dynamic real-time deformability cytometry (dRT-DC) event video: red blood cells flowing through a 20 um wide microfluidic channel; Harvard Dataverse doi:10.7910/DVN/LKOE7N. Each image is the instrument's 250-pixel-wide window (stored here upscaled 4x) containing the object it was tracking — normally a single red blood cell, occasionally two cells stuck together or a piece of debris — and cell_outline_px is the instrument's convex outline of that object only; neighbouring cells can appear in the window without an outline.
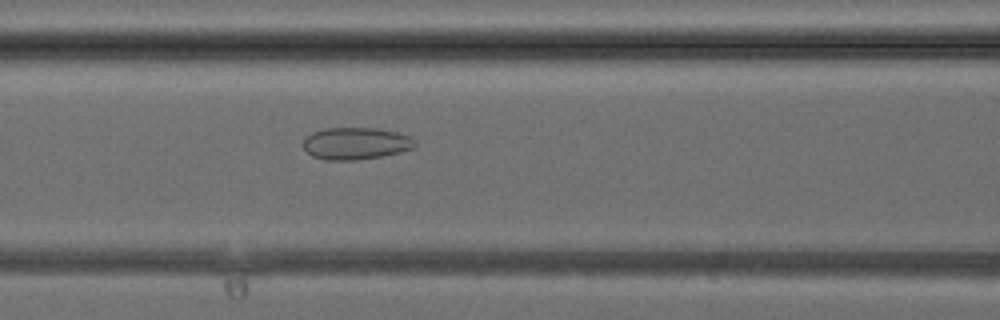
{"species": "common noctule bat (a hibernating species)", "species_latin": "Nyctalus noctula", "temperature_condition": "cold", "stored_images_in_passage": 39, "camera_frame_rate_fps": 3000, "um_per_image_px": 0.085, "animal": {"sex": "female", "body_mass_g": 24.6, "forearm_length_mm": 56.2}, "frame": {"image": 1, "passage_image": 16, "time_ms": 5.0, "image_size_px": [1000, 320], "cell_outline_px": [[416, 144], [412, 148], [400, 152], [380, 156], [356, 160], [324, 160], [312, 156], [300, 144], [304, 136], [312, 132], [324, 128], [376, 128], [396, 132], [408, 136], [416, 140]], "centroid_in_image_um": [30.17, 12.19], "position_along_channel_um": 136.4, "area_um2": 21.04}}
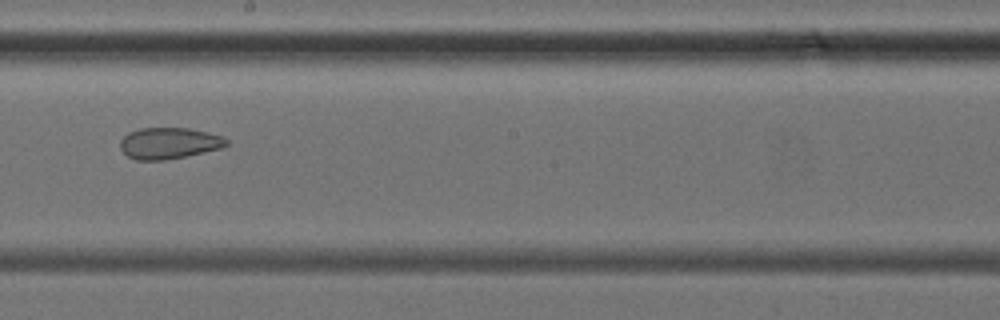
{"frame": {"image": 2, "passage_image": 22, "time_ms": 7.0, "image_size_px": [1000, 320], "cell_outline_px": [[228, 144], [224, 148], [164, 160], [136, 160], [128, 156], [120, 148], [120, 140], [128, 132], [140, 128], [188, 128], [224, 136], [228, 140]], "centroid_in_image_um": [14.38, 12.17], "position_along_channel_um": 233.8, "area_um2": 19.42}}
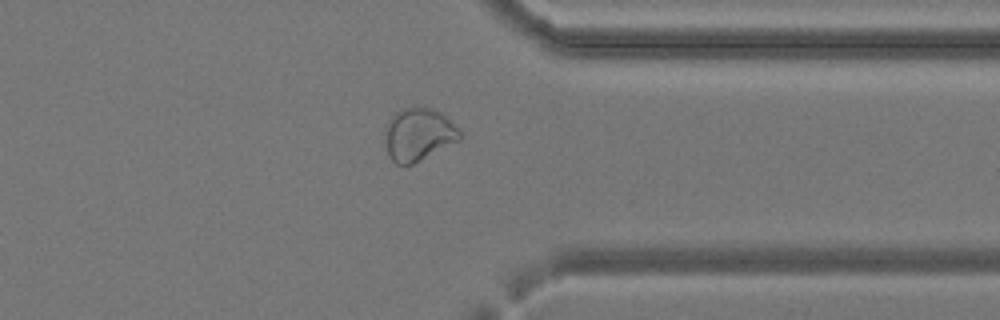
{"frame": {"image": 3, "passage_image": 31, "time_ms": 10.0, "image_size_px": [1000, 320], "cell_outline_px": [[464, 132], [460, 140], [412, 164], [396, 164], [388, 156], [384, 140], [384, 128], [388, 120], [396, 112], [404, 108], [416, 104], [432, 108], [440, 112]], "centroid_in_image_um": [35.56, 11.39], "position_along_channel_um": 375.8, "area_um2": 23.52}}